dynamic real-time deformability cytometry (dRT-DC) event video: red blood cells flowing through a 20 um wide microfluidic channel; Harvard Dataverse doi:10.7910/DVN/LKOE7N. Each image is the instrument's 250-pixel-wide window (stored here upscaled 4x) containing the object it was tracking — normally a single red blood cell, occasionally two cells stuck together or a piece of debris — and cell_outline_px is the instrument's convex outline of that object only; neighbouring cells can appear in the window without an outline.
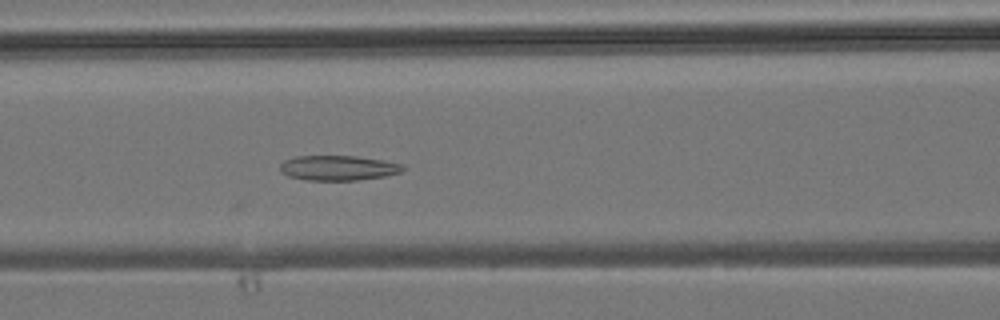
{"species": "common noctule bat (a hibernating species)", "species_latin": "Nyctalus noctula", "temperature_condition": "room temperature", "stored_images_in_passage": 25, "camera_frame_rate_fps": 3000, "um_per_image_px": 0.085, "animal": {"sex": "male", "body_mass_g": 19.2, "forearm_length_mm": 51.8}, "frame": {"image": 1, "passage_image": 5, "time_ms": 1.333, "image_size_px": [1000, 320], "cell_outline_px": [[404, 168], [400, 172], [384, 176], [356, 180], [308, 180], [288, 176], [280, 172], [280, 164], [284, 160], [296, 156], [356, 156], [384, 160], [404, 164]], "centroid_in_image_um": [28.73, 14.26], "position_along_channel_um": 137.9, "area_um2": 17.86}}
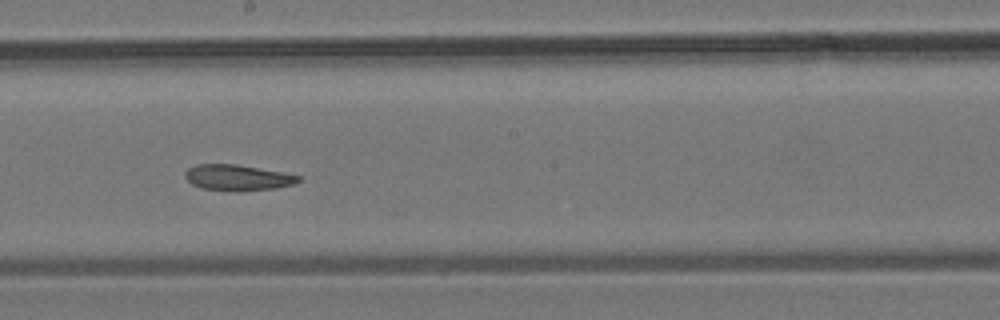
{"frame": {"image": 2, "passage_image": 11, "time_ms": 3.333, "image_size_px": [1000, 320], "cell_outline_px": [[300, 180], [292, 184], [276, 188], [236, 192], [232, 192], [200, 188], [192, 184], [184, 176], [184, 172], [188, 168], [196, 164], [236, 164], [284, 172], [300, 176]], "centroid_in_image_um": [20.16, 15.1], "position_along_channel_um": 228.0, "area_um2": 17.28}}
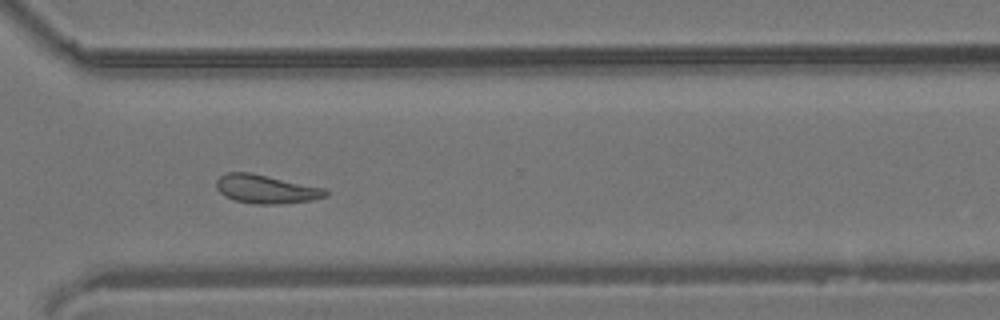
{"frame": {"image": 3, "passage_image": 19, "time_ms": 6.0, "image_size_px": [1000, 320], "cell_outline_px": [[328, 196], [312, 200], [280, 204], [256, 204], [236, 200], [224, 196], [216, 188], [216, 180], [220, 176], [228, 172], [252, 172], [328, 188]], "centroid_in_image_um": [22.66, 16.06], "position_along_channel_um": 347.9, "area_um2": 18.55}}